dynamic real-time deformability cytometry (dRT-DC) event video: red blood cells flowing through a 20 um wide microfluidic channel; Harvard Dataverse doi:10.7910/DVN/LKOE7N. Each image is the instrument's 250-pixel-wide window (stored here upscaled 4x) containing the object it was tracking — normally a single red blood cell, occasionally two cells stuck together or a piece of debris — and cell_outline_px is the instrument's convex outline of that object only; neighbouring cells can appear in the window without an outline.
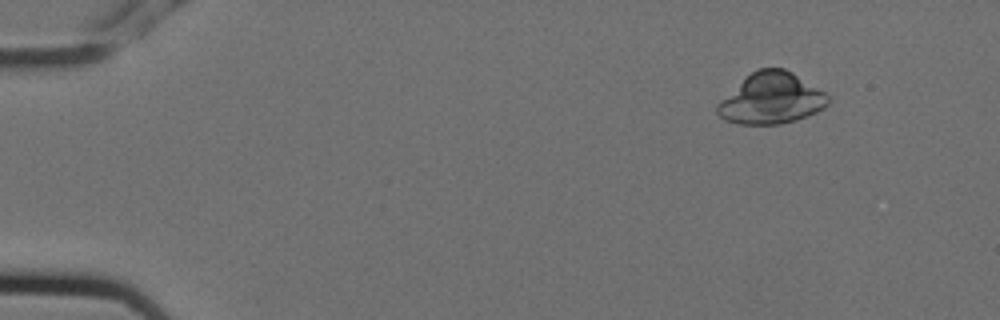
{"species": "Egyptian fruit bat (a non-hibernating species)", "species_latin": "Rousettus aegyptiacus", "temperature_condition": "cold", "stored_images_in_passage": 5, "camera_frame_rate_fps": 3000, "um_per_image_px": 0.085, "animal": {"sex": "female"}, "frame": {"image": 1, "passage_image": 1, "time_ms": 0.0, "image_size_px": [1000, 320], "cell_outline_px": [[828, 104], [824, 108], [808, 116], [796, 120], [780, 124], [736, 124], [724, 120], [716, 112], [716, 104], [720, 100], [756, 68], [784, 68], [792, 72], [824, 92], [828, 96]], "centroid_in_image_um": [65.54, 8.38], "position_along_channel_um": 19.5, "area_um2": 32.77}}
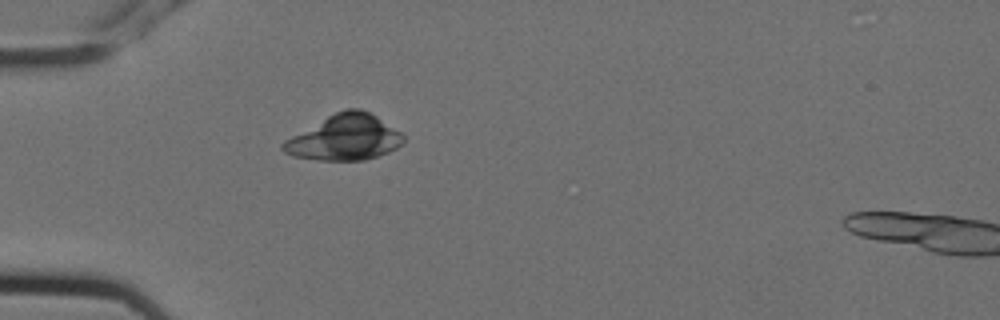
{"frame": {"image": 2, "passage_image": 4, "time_ms": 1.0, "image_size_px": [1000, 320], "cell_outline_px": [[404, 140], [396, 148], [388, 152], [364, 160], [316, 160], [292, 156], [284, 152], [280, 148], [280, 144], [284, 140], [328, 116], [344, 108], [360, 108], [376, 116], [400, 132], [404, 136]], "centroid_in_image_um": [29.26, 11.7], "position_along_channel_um": 55.7, "area_um2": 31.62}}